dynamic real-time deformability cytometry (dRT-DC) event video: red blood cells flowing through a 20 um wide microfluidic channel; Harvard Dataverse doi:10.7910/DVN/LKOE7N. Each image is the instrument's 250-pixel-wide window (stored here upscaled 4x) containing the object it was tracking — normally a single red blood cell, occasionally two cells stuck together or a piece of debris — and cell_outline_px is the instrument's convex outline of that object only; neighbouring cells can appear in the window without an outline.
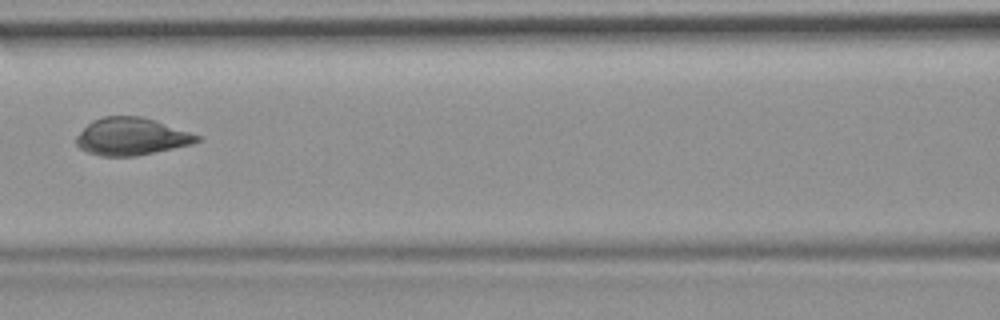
{"species": "common noctule bat (a hibernating species)", "species_latin": "Nyctalus noctula", "temperature_condition": "room temperature", "stored_images_in_passage": 11, "camera_frame_rate_fps": 3000, "um_per_image_px": 0.085, "animal": {"sex": "female", "body_mass_g": 19.9}, "frame": {"image": 1, "passage_image": 7, "time_ms": 7.667, "image_size_px": [1000, 320], "cell_outline_px": [[200, 140], [192, 144], [136, 156], [100, 156], [88, 152], [80, 148], [76, 144], [76, 136], [92, 120], [104, 116], [140, 116], [156, 120], [200, 136]], "centroid_in_image_um": [11.15, 11.6], "position_along_channel_um": 155.4, "area_um2": 26.18}}
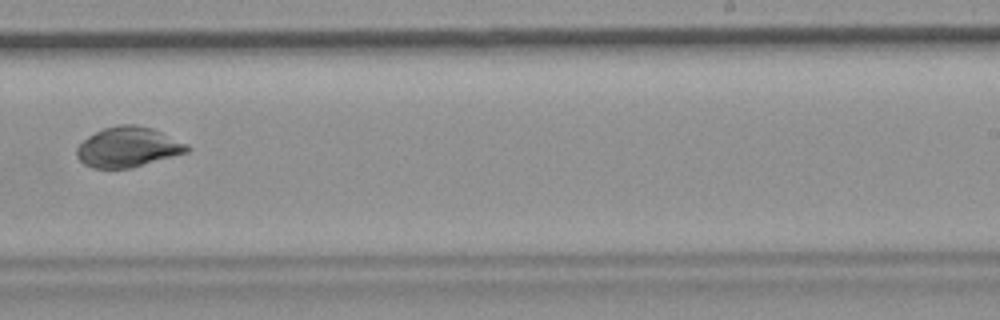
{"frame": {"image": 2, "passage_image": 10, "time_ms": 11.0, "image_size_px": [1000, 320], "cell_outline_px": [[192, 148], [188, 152], [132, 168], [92, 168], [84, 164], [76, 156], [76, 148], [88, 136], [104, 128], [120, 124], [136, 124], [152, 128], [188, 144]], "centroid_in_image_um": [10.89, 12.5], "position_along_channel_um": 278.1, "area_um2": 25.84}}
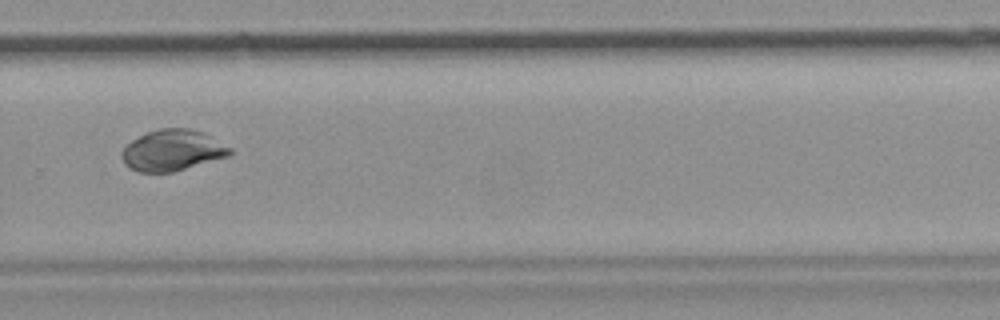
{"frame": {"image": 3, "passage_image": 11, "time_ms": 12.0, "image_size_px": [1000, 320], "cell_outline_px": [[232, 156], [172, 172], [140, 172], [124, 164], [120, 156], [120, 152], [132, 140], [148, 132], [160, 128], [192, 128], [232, 148]], "centroid_in_image_um": [14.66, 12.79], "position_along_channel_um": 315.1, "area_um2": 25.78}}